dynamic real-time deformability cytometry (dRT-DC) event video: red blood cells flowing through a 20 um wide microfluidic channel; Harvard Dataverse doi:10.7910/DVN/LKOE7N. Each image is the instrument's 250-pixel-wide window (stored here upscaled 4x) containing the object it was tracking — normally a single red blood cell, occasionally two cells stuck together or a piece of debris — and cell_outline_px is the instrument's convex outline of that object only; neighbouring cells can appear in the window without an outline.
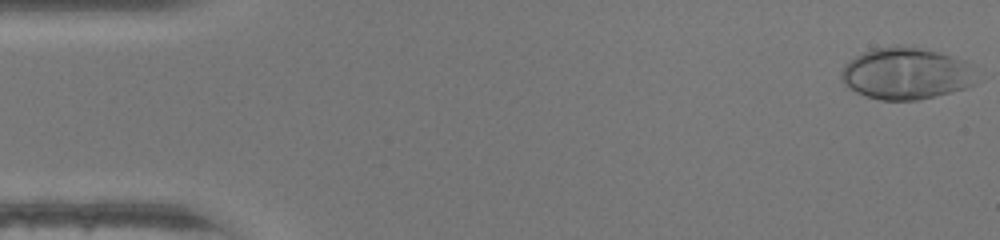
{"species": "human", "species_latin": "Homo sapiens", "temperature_condition": "warm", "stored_images_in_passage": 33, "camera_frame_rate_fps": 3000, "um_per_image_px": 0.085, "donor": {"sex": "female"}, "frame": {"image": 1, "passage_image": 1, "time_ms": 0.0, "image_size_px": [1000, 240], "cell_outline_px": [[976, 84], [952, 92], [920, 100], [880, 100], [864, 96], [848, 88], [840, 80], [840, 72], [844, 64], [856, 56], [872, 48], [892, 44], [900, 44], [940, 52], [964, 60]], "centroid_in_image_um": [76.92, 6.24], "position_along_channel_um": 8.1, "area_um2": 40.98}}
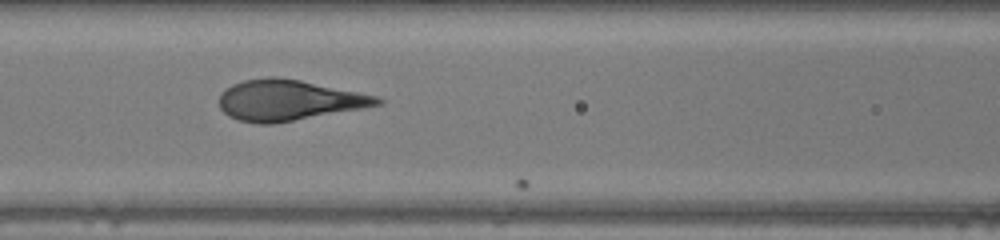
{"frame": {"image": 2, "passage_image": 20, "time_ms": 6.333, "image_size_px": [1000, 240], "cell_outline_px": [[384, 104], [364, 108], [272, 124], [256, 124], [240, 120], [228, 116], [220, 108], [220, 92], [232, 84], [244, 80], [272, 76], [276, 76], [300, 80], [380, 96], [384, 100]], "centroid_in_image_um": [24.56, 8.52], "position_along_channel_um": 142.0, "area_um2": 37.63}}
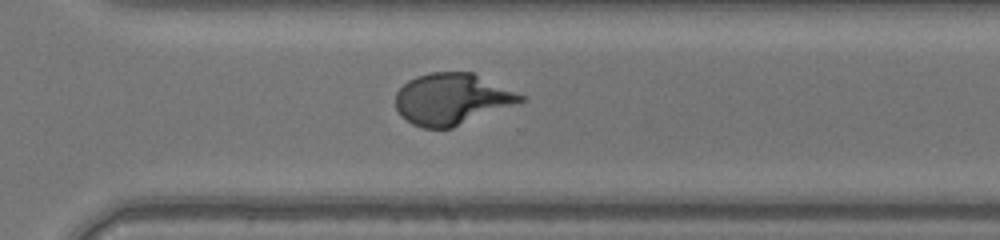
{"frame": {"image": 3, "passage_image": 33, "time_ms": 10.667, "image_size_px": [1000, 240], "cell_outline_px": [[528, 100], [452, 128], [424, 128], [412, 124], [400, 116], [396, 108], [396, 92], [408, 80], [416, 76], [432, 72], [472, 72], [528, 96]], "centroid_in_image_um": [38.45, 8.42], "position_along_channel_um": 332.2, "area_um2": 37.74}}